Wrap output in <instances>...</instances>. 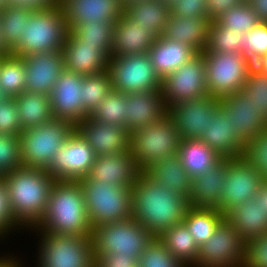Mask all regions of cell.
<instances>
[{
    "label": "cell",
    "mask_w": 267,
    "mask_h": 267,
    "mask_svg": "<svg viewBox=\"0 0 267 267\" xmlns=\"http://www.w3.org/2000/svg\"><path fill=\"white\" fill-rule=\"evenodd\" d=\"M189 208L188 198L164 189L144 172L132 187V218L155 238L182 223Z\"/></svg>",
    "instance_id": "6da1fadb"
},
{
    "label": "cell",
    "mask_w": 267,
    "mask_h": 267,
    "mask_svg": "<svg viewBox=\"0 0 267 267\" xmlns=\"http://www.w3.org/2000/svg\"><path fill=\"white\" fill-rule=\"evenodd\" d=\"M36 230L53 234L91 237L88 217L79 180H55L42 220Z\"/></svg>",
    "instance_id": "7a4b0ae2"
},
{
    "label": "cell",
    "mask_w": 267,
    "mask_h": 267,
    "mask_svg": "<svg viewBox=\"0 0 267 267\" xmlns=\"http://www.w3.org/2000/svg\"><path fill=\"white\" fill-rule=\"evenodd\" d=\"M15 220L34 229L45 213L55 181L45 169L21 167L3 175Z\"/></svg>",
    "instance_id": "3957f363"
},
{
    "label": "cell",
    "mask_w": 267,
    "mask_h": 267,
    "mask_svg": "<svg viewBox=\"0 0 267 267\" xmlns=\"http://www.w3.org/2000/svg\"><path fill=\"white\" fill-rule=\"evenodd\" d=\"M68 31L60 4L45 10H33L23 37L9 53L25 57L42 52H62Z\"/></svg>",
    "instance_id": "277c9868"
},
{
    "label": "cell",
    "mask_w": 267,
    "mask_h": 267,
    "mask_svg": "<svg viewBox=\"0 0 267 267\" xmlns=\"http://www.w3.org/2000/svg\"><path fill=\"white\" fill-rule=\"evenodd\" d=\"M92 228L132 218V188L93 181L88 176L79 180Z\"/></svg>",
    "instance_id": "5b68a950"
},
{
    "label": "cell",
    "mask_w": 267,
    "mask_h": 267,
    "mask_svg": "<svg viewBox=\"0 0 267 267\" xmlns=\"http://www.w3.org/2000/svg\"><path fill=\"white\" fill-rule=\"evenodd\" d=\"M181 139L169 115L159 122L135 129L130 133L129 150L137 166L144 172L165 157L179 154Z\"/></svg>",
    "instance_id": "8992f818"
},
{
    "label": "cell",
    "mask_w": 267,
    "mask_h": 267,
    "mask_svg": "<svg viewBox=\"0 0 267 267\" xmlns=\"http://www.w3.org/2000/svg\"><path fill=\"white\" fill-rule=\"evenodd\" d=\"M74 129L75 126L69 121L53 118L42 125L23 130L20 133L23 167L46 170Z\"/></svg>",
    "instance_id": "52a82bcc"
},
{
    "label": "cell",
    "mask_w": 267,
    "mask_h": 267,
    "mask_svg": "<svg viewBox=\"0 0 267 267\" xmlns=\"http://www.w3.org/2000/svg\"><path fill=\"white\" fill-rule=\"evenodd\" d=\"M95 260L113 253L132 255L139 261L154 236L133 218L97 226L92 230Z\"/></svg>",
    "instance_id": "ba28073f"
},
{
    "label": "cell",
    "mask_w": 267,
    "mask_h": 267,
    "mask_svg": "<svg viewBox=\"0 0 267 267\" xmlns=\"http://www.w3.org/2000/svg\"><path fill=\"white\" fill-rule=\"evenodd\" d=\"M41 233L39 267H95L91 237Z\"/></svg>",
    "instance_id": "9c48e42d"
},
{
    "label": "cell",
    "mask_w": 267,
    "mask_h": 267,
    "mask_svg": "<svg viewBox=\"0 0 267 267\" xmlns=\"http://www.w3.org/2000/svg\"><path fill=\"white\" fill-rule=\"evenodd\" d=\"M208 95L222 99L239 92L254 65L241 53H203Z\"/></svg>",
    "instance_id": "30bf717a"
},
{
    "label": "cell",
    "mask_w": 267,
    "mask_h": 267,
    "mask_svg": "<svg viewBox=\"0 0 267 267\" xmlns=\"http://www.w3.org/2000/svg\"><path fill=\"white\" fill-rule=\"evenodd\" d=\"M107 71L115 91L129 94L161 90L162 79L147 53L110 57Z\"/></svg>",
    "instance_id": "8fae6325"
},
{
    "label": "cell",
    "mask_w": 267,
    "mask_h": 267,
    "mask_svg": "<svg viewBox=\"0 0 267 267\" xmlns=\"http://www.w3.org/2000/svg\"><path fill=\"white\" fill-rule=\"evenodd\" d=\"M161 90L167 108L207 96L204 54L197 53L186 64L166 75Z\"/></svg>",
    "instance_id": "7c38bea8"
},
{
    "label": "cell",
    "mask_w": 267,
    "mask_h": 267,
    "mask_svg": "<svg viewBox=\"0 0 267 267\" xmlns=\"http://www.w3.org/2000/svg\"><path fill=\"white\" fill-rule=\"evenodd\" d=\"M245 241L224 219L213 236L199 247L195 267H243Z\"/></svg>",
    "instance_id": "4fadbf2b"
},
{
    "label": "cell",
    "mask_w": 267,
    "mask_h": 267,
    "mask_svg": "<svg viewBox=\"0 0 267 267\" xmlns=\"http://www.w3.org/2000/svg\"><path fill=\"white\" fill-rule=\"evenodd\" d=\"M95 159L94 150L75 128L46 171L55 180H80L88 176Z\"/></svg>",
    "instance_id": "5bb4252c"
},
{
    "label": "cell",
    "mask_w": 267,
    "mask_h": 267,
    "mask_svg": "<svg viewBox=\"0 0 267 267\" xmlns=\"http://www.w3.org/2000/svg\"><path fill=\"white\" fill-rule=\"evenodd\" d=\"M264 181L258 171L242 157L228 158L219 210L226 216L232 209L254 198Z\"/></svg>",
    "instance_id": "9a60e30c"
},
{
    "label": "cell",
    "mask_w": 267,
    "mask_h": 267,
    "mask_svg": "<svg viewBox=\"0 0 267 267\" xmlns=\"http://www.w3.org/2000/svg\"><path fill=\"white\" fill-rule=\"evenodd\" d=\"M219 108V99L211 95L177 103L168 108V115L177 127L181 140H199Z\"/></svg>",
    "instance_id": "2e32d148"
},
{
    "label": "cell",
    "mask_w": 267,
    "mask_h": 267,
    "mask_svg": "<svg viewBox=\"0 0 267 267\" xmlns=\"http://www.w3.org/2000/svg\"><path fill=\"white\" fill-rule=\"evenodd\" d=\"M219 108L243 143L267 129V116L241 90L219 99Z\"/></svg>",
    "instance_id": "e0dca14e"
},
{
    "label": "cell",
    "mask_w": 267,
    "mask_h": 267,
    "mask_svg": "<svg viewBox=\"0 0 267 267\" xmlns=\"http://www.w3.org/2000/svg\"><path fill=\"white\" fill-rule=\"evenodd\" d=\"M83 75L64 70L50 96L54 118L67 120L76 126L87 117L82 104Z\"/></svg>",
    "instance_id": "ac0fdd59"
},
{
    "label": "cell",
    "mask_w": 267,
    "mask_h": 267,
    "mask_svg": "<svg viewBox=\"0 0 267 267\" xmlns=\"http://www.w3.org/2000/svg\"><path fill=\"white\" fill-rule=\"evenodd\" d=\"M75 128L92 147L96 157L129 150L130 132L124 126L99 122L87 116Z\"/></svg>",
    "instance_id": "d6986e66"
},
{
    "label": "cell",
    "mask_w": 267,
    "mask_h": 267,
    "mask_svg": "<svg viewBox=\"0 0 267 267\" xmlns=\"http://www.w3.org/2000/svg\"><path fill=\"white\" fill-rule=\"evenodd\" d=\"M22 58L26 71L25 91L50 95L65 70L62 52H42Z\"/></svg>",
    "instance_id": "ffe728a7"
},
{
    "label": "cell",
    "mask_w": 267,
    "mask_h": 267,
    "mask_svg": "<svg viewBox=\"0 0 267 267\" xmlns=\"http://www.w3.org/2000/svg\"><path fill=\"white\" fill-rule=\"evenodd\" d=\"M70 31L77 24L116 22L124 13L121 0H59Z\"/></svg>",
    "instance_id": "44dd1931"
},
{
    "label": "cell",
    "mask_w": 267,
    "mask_h": 267,
    "mask_svg": "<svg viewBox=\"0 0 267 267\" xmlns=\"http://www.w3.org/2000/svg\"><path fill=\"white\" fill-rule=\"evenodd\" d=\"M65 70L83 76L96 75L107 70L109 57L96 45L85 44L71 31L62 48Z\"/></svg>",
    "instance_id": "7402d4cb"
},
{
    "label": "cell",
    "mask_w": 267,
    "mask_h": 267,
    "mask_svg": "<svg viewBox=\"0 0 267 267\" xmlns=\"http://www.w3.org/2000/svg\"><path fill=\"white\" fill-rule=\"evenodd\" d=\"M141 172L130 150H127L118 154L96 157L88 177L101 183L132 188Z\"/></svg>",
    "instance_id": "603a6c76"
},
{
    "label": "cell",
    "mask_w": 267,
    "mask_h": 267,
    "mask_svg": "<svg viewBox=\"0 0 267 267\" xmlns=\"http://www.w3.org/2000/svg\"><path fill=\"white\" fill-rule=\"evenodd\" d=\"M228 158H221L203 174L191 178V208L220 209V195L227 174Z\"/></svg>",
    "instance_id": "cb8c5ba5"
},
{
    "label": "cell",
    "mask_w": 267,
    "mask_h": 267,
    "mask_svg": "<svg viewBox=\"0 0 267 267\" xmlns=\"http://www.w3.org/2000/svg\"><path fill=\"white\" fill-rule=\"evenodd\" d=\"M126 97V129L130 133L168 115L162 90L129 93Z\"/></svg>",
    "instance_id": "d4e9b609"
},
{
    "label": "cell",
    "mask_w": 267,
    "mask_h": 267,
    "mask_svg": "<svg viewBox=\"0 0 267 267\" xmlns=\"http://www.w3.org/2000/svg\"><path fill=\"white\" fill-rule=\"evenodd\" d=\"M158 36L136 25L125 13L115 22L111 57L148 53Z\"/></svg>",
    "instance_id": "484cf974"
},
{
    "label": "cell",
    "mask_w": 267,
    "mask_h": 267,
    "mask_svg": "<svg viewBox=\"0 0 267 267\" xmlns=\"http://www.w3.org/2000/svg\"><path fill=\"white\" fill-rule=\"evenodd\" d=\"M221 158L241 157L244 143L236 135V129L230 120H225V113L218 108L205 132L199 139Z\"/></svg>",
    "instance_id": "4316f807"
},
{
    "label": "cell",
    "mask_w": 267,
    "mask_h": 267,
    "mask_svg": "<svg viewBox=\"0 0 267 267\" xmlns=\"http://www.w3.org/2000/svg\"><path fill=\"white\" fill-rule=\"evenodd\" d=\"M210 23L208 18L181 17L170 13L162 36L187 44L197 53H203L208 44Z\"/></svg>",
    "instance_id": "83f0119b"
},
{
    "label": "cell",
    "mask_w": 267,
    "mask_h": 267,
    "mask_svg": "<svg viewBox=\"0 0 267 267\" xmlns=\"http://www.w3.org/2000/svg\"><path fill=\"white\" fill-rule=\"evenodd\" d=\"M161 79L186 64L197 52L184 43L158 37L147 53Z\"/></svg>",
    "instance_id": "f1b7e54d"
},
{
    "label": "cell",
    "mask_w": 267,
    "mask_h": 267,
    "mask_svg": "<svg viewBox=\"0 0 267 267\" xmlns=\"http://www.w3.org/2000/svg\"><path fill=\"white\" fill-rule=\"evenodd\" d=\"M144 173L166 190L188 198L191 189V176L183 167L179 154L165 157L149 166Z\"/></svg>",
    "instance_id": "f546056e"
},
{
    "label": "cell",
    "mask_w": 267,
    "mask_h": 267,
    "mask_svg": "<svg viewBox=\"0 0 267 267\" xmlns=\"http://www.w3.org/2000/svg\"><path fill=\"white\" fill-rule=\"evenodd\" d=\"M225 219L245 242L267 233V214L259 201H254V198L232 209Z\"/></svg>",
    "instance_id": "4dcf8cb0"
},
{
    "label": "cell",
    "mask_w": 267,
    "mask_h": 267,
    "mask_svg": "<svg viewBox=\"0 0 267 267\" xmlns=\"http://www.w3.org/2000/svg\"><path fill=\"white\" fill-rule=\"evenodd\" d=\"M124 13L136 25L163 35L170 14V4L162 0H136L124 6Z\"/></svg>",
    "instance_id": "1f68e13d"
},
{
    "label": "cell",
    "mask_w": 267,
    "mask_h": 267,
    "mask_svg": "<svg viewBox=\"0 0 267 267\" xmlns=\"http://www.w3.org/2000/svg\"><path fill=\"white\" fill-rule=\"evenodd\" d=\"M14 99L22 130L37 127L54 118L49 95L24 91Z\"/></svg>",
    "instance_id": "d6a6232c"
},
{
    "label": "cell",
    "mask_w": 267,
    "mask_h": 267,
    "mask_svg": "<svg viewBox=\"0 0 267 267\" xmlns=\"http://www.w3.org/2000/svg\"><path fill=\"white\" fill-rule=\"evenodd\" d=\"M159 239L185 267L196 265L199 246L183 222L169 228Z\"/></svg>",
    "instance_id": "836d02e7"
},
{
    "label": "cell",
    "mask_w": 267,
    "mask_h": 267,
    "mask_svg": "<svg viewBox=\"0 0 267 267\" xmlns=\"http://www.w3.org/2000/svg\"><path fill=\"white\" fill-rule=\"evenodd\" d=\"M179 156L191 178L203 174L221 159L204 142L197 139L181 140Z\"/></svg>",
    "instance_id": "e575fe53"
},
{
    "label": "cell",
    "mask_w": 267,
    "mask_h": 267,
    "mask_svg": "<svg viewBox=\"0 0 267 267\" xmlns=\"http://www.w3.org/2000/svg\"><path fill=\"white\" fill-rule=\"evenodd\" d=\"M225 219L224 213L218 209L189 208L183 223L200 247L206 243Z\"/></svg>",
    "instance_id": "d590c367"
},
{
    "label": "cell",
    "mask_w": 267,
    "mask_h": 267,
    "mask_svg": "<svg viewBox=\"0 0 267 267\" xmlns=\"http://www.w3.org/2000/svg\"><path fill=\"white\" fill-rule=\"evenodd\" d=\"M32 11L23 6L9 5L0 13V33L4 49L8 53L23 37Z\"/></svg>",
    "instance_id": "8d00e7d4"
},
{
    "label": "cell",
    "mask_w": 267,
    "mask_h": 267,
    "mask_svg": "<svg viewBox=\"0 0 267 267\" xmlns=\"http://www.w3.org/2000/svg\"><path fill=\"white\" fill-rule=\"evenodd\" d=\"M114 24L115 22L89 21L77 24L70 31L85 44L99 47L110 58Z\"/></svg>",
    "instance_id": "74e56055"
},
{
    "label": "cell",
    "mask_w": 267,
    "mask_h": 267,
    "mask_svg": "<svg viewBox=\"0 0 267 267\" xmlns=\"http://www.w3.org/2000/svg\"><path fill=\"white\" fill-rule=\"evenodd\" d=\"M26 71L22 57L8 53L0 66V87L15 97L25 91Z\"/></svg>",
    "instance_id": "f35d334b"
},
{
    "label": "cell",
    "mask_w": 267,
    "mask_h": 267,
    "mask_svg": "<svg viewBox=\"0 0 267 267\" xmlns=\"http://www.w3.org/2000/svg\"><path fill=\"white\" fill-rule=\"evenodd\" d=\"M112 90V82L107 70L96 75L83 76L81 91L85 114L90 116Z\"/></svg>",
    "instance_id": "ab89813d"
},
{
    "label": "cell",
    "mask_w": 267,
    "mask_h": 267,
    "mask_svg": "<svg viewBox=\"0 0 267 267\" xmlns=\"http://www.w3.org/2000/svg\"><path fill=\"white\" fill-rule=\"evenodd\" d=\"M214 21L224 28L233 29L238 33H246L261 22L248 1L230 8Z\"/></svg>",
    "instance_id": "60d3db41"
},
{
    "label": "cell",
    "mask_w": 267,
    "mask_h": 267,
    "mask_svg": "<svg viewBox=\"0 0 267 267\" xmlns=\"http://www.w3.org/2000/svg\"><path fill=\"white\" fill-rule=\"evenodd\" d=\"M233 29H226L222 25L211 21L209 25V35L207 48L203 53H241L242 42L241 36Z\"/></svg>",
    "instance_id": "b9f144b4"
},
{
    "label": "cell",
    "mask_w": 267,
    "mask_h": 267,
    "mask_svg": "<svg viewBox=\"0 0 267 267\" xmlns=\"http://www.w3.org/2000/svg\"><path fill=\"white\" fill-rule=\"evenodd\" d=\"M126 94L112 90L90 115L99 122L126 127Z\"/></svg>",
    "instance_id": "7bdbcfd3"
},
{
    "label": "cell",
    "mask_w": 267,
    "mask_h": 267,
    "mask_svg": "<svg viewBox=\"0 0 267 267\" xmlns=\"http://www.w3.org/2000/svg\"><path fill=\"white\" fill-rule=\"evenodd\" d=\"M241 157L267 180V129L244 142Z\"/></svg>",
    "instance_id": "ee69618b"
},
{
    "label": "cell",
    "mask_w": 267,
    "mask_h": 267,
    "mask_svg": "<svg viewBox=\"0 0 267 267\" xmlns=\"http://www.w3.org/2000/svg\"><path fill=\"white\" fill-rule=\"evenodd\" d=\"M242 55L253 64L267 54V22L261 21L252 30L241 36Z\"/></svg>",
    "instance_id": "f6af8a7d"
},
{
    "label": "cell",
    "mask_w": 267,
    "mask_h": 267,
    "mask_svg": "<svg viewBox=\"0 0 267 267\" xmlns=\"http://www.w3.org/2000/svg\"><path fill=\"white\" fill-rule=\"evenodd\" d=\"M23 167L20 135L0 133V175Z\"/></svg>",
    "instance_id": "bcb514c9"
},
{
    "label": "cell",
    "mask_w": 267,
    "mask_h": 267,
    "mask_svg": "<svg viewBox=\"0 0 267 267\" xmlns=\"http://www.w3.org/2000/svg\"><path fill=\"white\" fill-rule=\"evenodd\" d=\"M138 267H185L166 248L159 239L154 240L144 249L138 261Z\"/></svg>",
    "instance_id": "7dc6e473"
},
{
    "label": "cell",
    "mask_w": 267,
    "mask_h": 267,
    "mask_svg": "<svg viewBox=\"0 0 267 267\" xmlns=\"http://www.w3.org/2000/svg\"><path fill=\"white\" fill-rule=\"evenodd\" d=\"M241 91L267 116V74L253 65Z\"/></svg>",
    "instance_id": "c3c4849f"
},
{
    "label": "cell",
    "mask_w": 267,
    "mask_h": 267,
    "mask_svg": "<svg viewBox=\"0 0 267 267\" xmlns=\"http://www.w3.org/2000/svg\"><path fill=\"white\" fill-rule=\"evenodd\" d=\"M243 267H267V233L245 242Z\"/></svg>",
    "instance_id": "681fc988"
},
{
    "label": "cell",
    "mask_w": 267,
    "mask_h": 267,
    "mask_svg": "<svg viewBox=\"0 0 267 267\" xmlns=\"http://www.w3.org/2000/svg\"><path fill=\"white\" fill-rule=\"evenodd\" d=\"M22 131L16 101L10 97L0 103V133L20 135Z\"/></svg>",
    "instance_id": "f907efd6"
},
{
    "label": "cell",
    "mask_w": 267,
    "mask_h": 267,
    "mask_svg": "<svg viewBox=\"0 0 267 267\" xmlns=\"http://www.w3.org/2000/svg\"><path fill=\"white\" fill-rule=\"evenodd\" d=\"M170 13L181 17L208 18L207 0H173Z\"/></svg>",
    "instance_id": "816d5d0a"
},
{
    "label": "cell",
    "mask_w": 267,
    "mask_h": 267,
    "mask_svg": "<svg viewBox=\"0 0 267 267\" xmlns=\"http://www.w3.org/2000/svg\"><path fill=\"white\" fill-rule=\"evenodd\" d=\"M16 226L21 225L13 216L10 208L6 181L3 176H0V237H5L4 235L9 234L11 229H15Z\"/></svg>",
    "instance_id": "f5cc1de1"
},
{
    "label": "cell",
    "mask_w": 267,
    "mask_h": 267,
    "mask_svg": "<svg viewBox=\"0 0 267 267\" xmlns=\"http://www.w3.org/2000/svg\"><path fill=\"white\" fill-rule=\"evenodd\" d=\"M95 267H138V260L132 255L113 253L99 256L96 259Z\"/></svg>",
    "instance_id": "db71d44e"
},
{
    "label": "cell",
    "mask_w": 267,
    "mask_h": 267,
    "mask_svg": "<svg viewBox=\"0 0 267 267\" xmlns=\"http://www.w3.org/2000/svg\"><path fill=\"white\" fill-rule=\"evenodd\" d=\"M244 2L243 0H207L208 19L214 21L230 8Z\"/></svg>",
    "instance_id": "11a10c76"
},
{
    "label": "cell",
    "mask_w": 267,
    "mask_h": 267,
    "mask_svg": "<svg viewBox=\"0 0 267 267\" xmlns=\"http://www.w3.org/2000/svg\"><path fill=\"white\" fill-rule=\"evenodd\" d=\"M8 4L32 10H45L59 4V0H8Z\"/></svg>",
    "instance_id": "9f6ffc18"
},
{
    "label": "cell",
    "mask_w": 267,
    "mask_h": 267,
    "mask_svg": "<svg viewBox=\"0 0 267 267\" xmlns=\"http://www.w3.org/2000/svg\"><path fill=\"white\" fill-rule=\"evenodd\" d=\"M260 21L267 22V0H249Z\"/></svg>",
    "instance_id": "6f0895ef"
},
{
    "label": "cell",
    "mask_w": 267,
    "mask_h": 267,
    "mask_svg": "<svg viewBox=\"0 0 267 267\" xmlns=\"http://www.w3.org/2000/svg\"><path fill=\"white\" fill-rule=\"evenodd\" d=\"M254 201H259L260 205L267 214V180L261 184L259 191L254 196Z\"/></svg>",
    "instance_id": "680465c9"
},
{
    "label": "cell",
    "mask_w": 267,
    "mask_h": 267,
    "mask_svg": "<svg viewBox=\"0 0 267 267\" xmlns=\"http://www.w3.org/2000/svg\"><path fill=\"white\" fill-rule=\"evenodd\" d=\"M19 262L15 260V258L13 259L12 257H10V259L7 257H0V267H21L20 264H18Z\"/></svg>",
    "instance_id": "91938a15"
},
{
    "label": "cell",
    "mask_w": 267,
    "mask_h": 267,
    "mask_svg": "<svg viewBox=\"0 0 267 267\" xmlns=\"http://www.w3.org/2000/svg\"><path fill=\"white\" fill-rule=\"evenodd\" d=\"M262 72L267 74V54H265L258 62L254 64Z\"/></svg>",
    "instance_id": "94428289"
},
{
    "label": "cell",
    "mask_w": 267,
    "mask_h": 267,
    "mask_svg": "<svg viewBox=\"0 0 267 267\" xmlns=\"http://www.w3.org/2000/svg\"><path fill=\"white\" fill-rule=\"evenodd\" d=\"M9 98V95L0 87V103L5 102Z\"/></svg>",
    "instance_id": "6125c7cd"
},
{
    "label": "cell",
    "mask_w": 267,
    "mask_h": 267,
    "mask_svg": "<svg viewBox=\"0 0 267 267\" xmlns=\"http://www.w3.org/2000/svg\"><path fill=\"white\" fill-rule=\"evenodd\" d=\"M8 6V0H0V13Z\"/></svg>",
    "instance_id": "be15d7a7"
},
{
    "label": "cell",
    "mask_w": 267,
    "mask_h": 267,
    "mask_svg": "<svg viewBox=\"0 0 267 267\" xmlns=\"http://www.w3.org/2000/svg\"><path fill=\"white\" fill-rule=\"evenodd\" d=\"M0 53H8V52L4 49L3 41H2V38H1V33H0Z\"/></svg>",
    "instance_id": "e7e4bbea"
},
{
    "label": "cell",
    "mask_w": 267,
    "mask_h": 267,
    "mask_svg": "<svg viewBox=\"0 0 267 267\" xmlns=\"http://www.w3.org/2000/svg\"><path fill=\"white\" fill-rule=\"evenodd\" d=\"M8 53H0V66H1V63L4 59V57L7 55Z\"/></svg>",
    "instance_id": "03108f58"
},
{
    "label": "cell",
    "mask_w": 267,
    "mask_h": 267,
    "mask_svg": "<svg viewBox=\"0 0 267 267\" xmlns=\"http://www.w3.org/2000/svg\"><path fill=\"white\" fill-rule=\"evenodd\" d=\"M121 1H122L123 5L125 6V5H127L133 1H136V0H121Z\"/></svg>",
    "instance_id": "003e7915"
},
{
    "label": "cell",
    "mask_w": 267,
    "mask_h": 267,
    "mask_svg": "<svg viewBox=\"0 0 267 267\" xmlns=\"http://www.w3.org/2000/svg\"><path fill=\"white\" fill-rule=\"evenodd\" d=\"M162 1H164L165 3L170 4L173 0H162Z\"/></svg>",
    "instance_id": "a7ac6f4b"
}]
</instances>
